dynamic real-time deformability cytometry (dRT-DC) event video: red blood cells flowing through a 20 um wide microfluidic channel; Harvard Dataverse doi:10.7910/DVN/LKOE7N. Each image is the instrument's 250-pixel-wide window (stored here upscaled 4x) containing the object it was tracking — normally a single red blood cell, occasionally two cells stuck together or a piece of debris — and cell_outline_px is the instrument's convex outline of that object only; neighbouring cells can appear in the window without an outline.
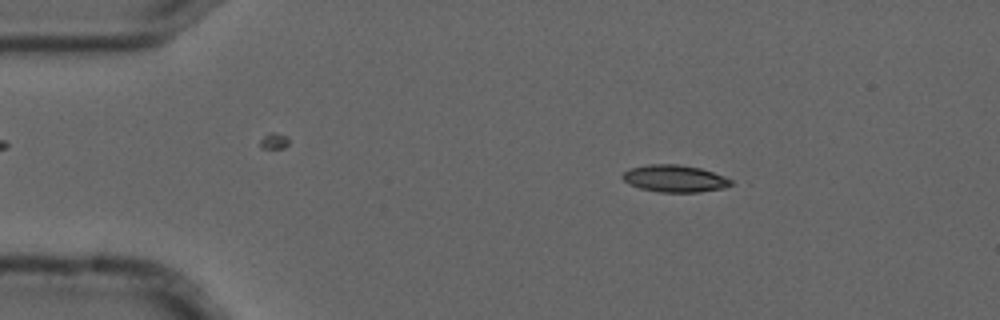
{"species": "common noctule bat (a hibernating species)", "species_latin": "Nyctalus noctula", "temperature_condition": "cold", "stored_images_in_passage": 3, "camera_frame_rate_fps": 3000, "um_per_image_px": 0.085, "animal": {"sex": "male", "forearm_length_mm": 52.5}, "frame": {"image": 1, "passage_image": 2, "time_ms": 0.333, "image_size_px": [1000, 320], "cell_outline_px": [[732, 184], [724, 188], [700, 192], [660, 192], [640, 188], [628, 184], [620, 176], [628, 168], [648, 164], [676, 164], [700, 168], [724, 176], [732, 180]], "centroid_in_image_um": [57.32, 15.17], "position_along_channel_um": 27.7, "area_um2": 17.17}}